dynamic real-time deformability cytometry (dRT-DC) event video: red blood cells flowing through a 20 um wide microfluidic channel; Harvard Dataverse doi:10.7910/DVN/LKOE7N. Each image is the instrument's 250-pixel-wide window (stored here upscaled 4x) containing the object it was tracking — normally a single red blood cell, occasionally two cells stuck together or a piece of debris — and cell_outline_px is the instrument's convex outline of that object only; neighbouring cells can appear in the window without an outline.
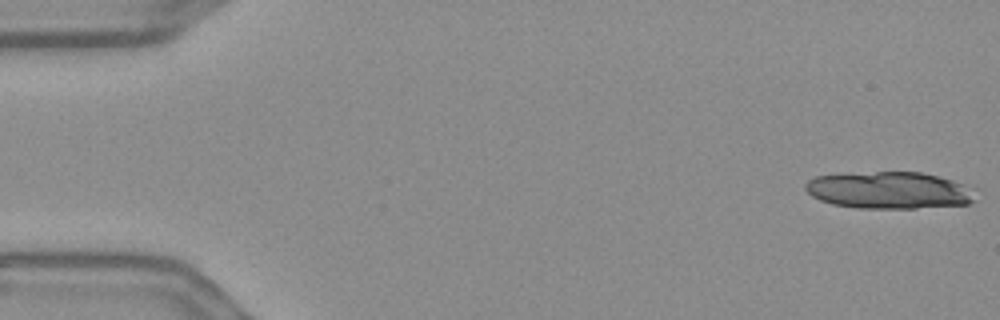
{"species": "Egyptian fruit bat (a non-hibernating species)", "species_latin": "Rousettus aegyptiacus", "temperature_condition": "warm", "stored_images_in_passage": 16, "camera_frame_rate_fps": 3000, "um_per_image_px": 0.085, "frame": {"image": 1, "passage_image": 1, "time_ms": 0.0, "image_size_px": [1000, 320], "cell_outline_px": [[976, 200], [968, 204], [916, 208], [856, 208], [832, 204], [820, 200], [812, 196], [804, 188], [804, 184], [808, 180], [816, 176], [876, 172], [920, 172], [952, 180], [960, 184]], "centroid_in_image_um": [75.47, 16.18], "position_along_channel_um": 9.5, "area_um2": 35.95}}